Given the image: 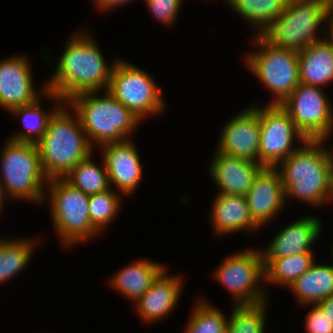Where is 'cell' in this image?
<instances>
[{
	"label": "cell",
	"mask_w": 333,
	"mask_h": 333,
	"mask_svg": "<svg viewBox=\"0 0 333 333\" xmlns=\"http://www.w3.org/2000/svg\"><path fill=\"white\" fill-rule=\"evenodd\" d=\"M85 30L72 35L46 82L48 91L66 103L77 94L108 90L114 63L108 65L98 41ZM94 38V39H93ZM97 42V43H96Z\"/></svg>",
	"instance_id": "1"
},
{
	"label": "cell",
	"mask_w": 333,
	"mask_h": 333,
	"mask_svg": "<svg viewBox=\"0 0 333 333\" xmlns=\"http://www.w3.org/2000/svg\"><path fill=\"white\" fill-rule=\"evenodd\" d=\"M325 140H307L289 157L280 162L278 170L287 199H299L309 205L329 202V181L332 167ZM324 145V146H323Z\"/></svg>",
	"instance_id": "2"
},
{
	"label": "cell",
	"mask_w": 333,
	"mask_h": 333,
	"mask_svg": "<svg viewBox=\"0 0 333 333\" xmlns=\"http://www.w3.org/2000/svg\"><path fill=\"white\" fill-rule=\"evenodd\" d=\"M67 109L64 103L54 112L46 132L36 143L43 173L48 179L64 178L80 161L93 154L78 115Z\"/></svg>",
	"instance_id": "3"
},
{
	"label": "cell",
	"mask_w": 333,
	"mask_h": 333,
	"mask_svg": "<svg viewBox=\"0 0 333 333\" xmlns=\"http://www.w3.org/2000/svg\"><path fill=\"white\" fill-rule=\"evenodd\" d=\"M105 94L101 97L99 91L85 92L66 102L78 115L81 127L92 147L98 145L99 148L105 144L131 139L133 130L135 131L141 123L132 111L107 90Z\"/></svg>",
	"instance_id": "4"
},
{
	"label": "cell",
	"mask_w": 333,
	"mask_h": 333,
	"mask_svg": "<svg viewBox=\"0 0 333 333\" xmlns=\"http://www.w3.org/2000/svg\"><path fill=\"white\" fill-rule=\"evenodd\" d=\"M3 145L0 182L5 196L40 205L46 202L44 185L48 178L43 173L36 144L7 139Z\"/></svg>",
	"instance_id": "5"
},
{
	"label": "cell",
	"mask_w": 333,
	"mask_h": 333,
	"mask_svg": "<svg viewBox=\"0 0 333 333\" xmlns=\"http://www.w3.org/2000/svg\"><path fill=\"white\" fill-rule=\"evenodd\" d=\"M46 186L52 224L65 248L100 234L90 221V195L73 187L64 178L48 179Z\"/></svg>",
	"instance_id": "6"
},
{
	"label": "cell",
	"mask_w": 333,
	"mask_h": 333,
	"mask_svg": "<svg viewBox=\"0 0 333 333\" xmlns=\"http://www.w3.org/2000/svg\"><path fill=\"white\" fill-rule=\"evenodd\" d=\"M329 9L328 0H287L284 11L262 35L273 46L295 51L323 40L317 32Z\"/></svg>",
	"instance_id": "7"
},
{
	"label": "cell",
	"mask_w": 333,
	"mask_h": 333,
	"mask_svg": "<svg viewBox=\"0 0 333 333\" xmlns=\"http://www.w3.org/2000/svg\"><path fill=\"white\" fill-rule=\"evenodd\" d=\"M253 39L258 50L247 55L246 65L274 94L267 104L281 105L300 84L298 51L275 47L262 35L254 34Z\"/></svg>",
	"instance_id": "8"
},
{
	"label": "cell",
	"mask_w": 333,
	"mask_h": 333,
	"mask_svg": "<svg viewBox=\"0 0 333 333\" xmlns=\"http://www.w3.org/2000/svg\"><path fill=\"white\" fill-rule=\"evenodd\" d=\"M141 121L164 113L165 101L152 75L120 57L114 63L107 90Z\"/></svg>",
	"instance_id": "9"
},
{
	"label": "cell",
	"mask_w": 333,
	"mask_h": 333,
	"mask_svg": "<svg viewBox=\"0 0 333 333\" xmlns=\"http://www.w3.org/2000/svg\"><path fill=\"white\" fill-rule=\"evenodd\" d=\"M213 274L215 281L232 294L235 305H252L268 300L267 293L260 288V282L264 280L261 250L247 248L232 254L224 259Z\"/></svg>",
	"instance_id": "10"
},
{
	"label": "cell",
	"mask_w": 333,
	"mask_h": 333,
	"mask_svg": "<svg viewBox=\"0 0 333 333\" xmlns=\"http://www.w3.org/2000/svg\"><path fill=\"white\" fill-rule=\"evenodd\" d=\"M253 107L260 117L259 163L264 167H276L301 147L293 145L296 138L301 145L308 139L295 126L282 105L259 104Z\"/></svg>",
	"instance_id": "11"
},
{
	"label": "cell",
	"mask_w": 333,
	"mask_h": 333,
	"mask_svg": "<svg viewBox=\"0 0 333 333\" xmlns=\"http://www.w3.org/2000/svg\"><path fill=\"white\" fill-rule=\"evenodd\" d=\"M322 88L299 84L281 104L308 140H325L333 133V108Z\"/></svg>",
	"instance_id": "12"
},
{
	"label": "cell",
	"mask_w": 333,
	"mask_h": 333,
	"mask_svg": "<svg viewBox=\"0 0 333 333\" xmlns=\"http://www.w3.org/2000/svg\"><path fill=\"white\" fill-rule=\"evenodd\" d=\"M28 58L21 55L0 60V106L6 111L29 105L39 98H50L56 104L64 102L55 93L48 91L46 84L36 91L32 80L31 67Z\"/></svg>",
	"instance_id": "13"
},
{
	"label": "cell",
	"mask_w": 333,
	"mask_h": 333,
	"mask_svg": "<svg viewBox=\"0 0 333 333\" xmlns=\"http://www.w3.org/2000/svg\"><path fill=\"white\" fill-rule=\"evenodd\" d=\"M219 136L215 150L259 163L260 117L252 105L229 119Z\"/></svg>",
	"instance_id": "14"
},
{
	"label": "cell",
	"mask_w": 333,
	"mask_h": 333,
	"mask_svg": "<svg viewBox=\"0 0 333 333\" xmlns=\"http://www.w3.org/2000/svg\"><path fill=\"white\" fill-rule=\"evenodd\" d=\"M100 148L110 185H116L118 192L125 196L133 194L143 180L144 169L134 141L128 139L120 143L105 144Z\"/></svg>",
	"instance_id": "15"
},
{
	"label": "cell",
	"mask_w": 333,
	"mask_h": 333,
	"mask_svg": "<svg viewBox=\"0 0 333 333\" xmlns=\"http://www.w3.org/2000/svg\"><path fill=\"white\" fill-rule=\"evenodd\" d=\"M245 197L250 215L260 228L277 217L285 209L286 203L281 176L276 167H264Z\"/></svg>",
	"instance_id": "16"
},
{
	"label": "cell",
	"mask_w": 333,
	"mask_h": 333,
	"mask_svg": "<svg viewBox=\"0 0 333 333\" xmlns=\"http://www.w3.org/2000/svg\"><path fill=\"white\" fill-rule=\"evenodd\" d=\"M321 224L322 222L316 216H304L284 226L275 234L266 249H260L263 260L314 252L311 247L323 229Z\"/></svg>",
	"instance_id": "17"
},
{
	"label": "cell",
	"mask_w": 333,
	"mask_h": 333,
	"mask_svg": "<svg viewBox=\"0 0 333 333\" xmlns=\"http://www.w3.org/2000/svg\"><path fill=\"white\" fill-rule=\"evenodd\" d=\"M214 153L209 173L212 181L219 187L218 193L246 196L264 166L217 150Z\"/></svg>",
	"instance_id": "18"
},
{
	"label": "cell",
	"mask_w": 333,
	"mask_h": 333,
	"mask_svg": "<svg viewBox=\"0 0 333 333\" xmlns=\"http://www.w3.org/2000/svg\"><path fill=\"white\" fill-rule=\"evenodd\" d=\"M165 268L151 287L134 303L137 314L145 323H154L168 316L177 306L182 294V277L166 273Z\"/></svg>",
	"instance_id": "19"
},
{
	"label": "cell",
	"mask_w": 333,
	"mask_h": 333,
	"mask_svg": "<svg viewBox=\"0 0 333 333\" xmlns=\"http://www.w3.org/2000/svg\"><path fill=\"white\" fill-rule=\"evenodd\" d=\"M210 221L216 235L239 231H255L260 227L253 221L245 196L217 193L212 203Z\"/></svg>",
	"instance_id": "20"
},
{
	"label": "cell",
	"mask_w": 333,
	"mask_h": 333,
	"mask_svg": "<svg viewBox=\"0 0 333 333\" xmlns=\"http://www.w3.org/2000/svg\"><path fill=\"white\" fill-rule=\"evenodd\" d=\"M301 84L323 88L333 82V47L324 39L298 51Z\"/></svg>",
	"instance_id": "21"
},
{
	"label": "cell",
	"mask_w": 333,
	"mask_h": 333,
	"mask_svg": "<svg viewBox=\"0 0 333 333\" xmlns=\"http://www.w3.org/2000/svg\"><path fill=\"white\" fill-rule=\"evenodd\" d=\"M165 268L167 267L163 263L153 262L147 258L137 259L113 274L109 284L135 303Z\"/></svg>",
	"instance_id": "22"
},
{
	"label": "cell",
	"mask_w": 333,
	"mask_h": 333,
	"mask_svg": "<svg viewBox=\"0 0 333 333\" xmlns=\"http://www.w3.org/2000/svg\"><path fill=\"white\" fill-rule=\"evenodd\" d=\"M289 290L300 306L316 305L333 294V265L315 261L292 283Z\"/></svg>",
	"instance_id": "23"
},
{
	"label": "cell",
	"mask_w": 333,
	"mask_h": 333,
	"mask_svg": "<svg viewBox=\"0 0 333 333\" xmlns=\"http://www.w3.org/2000/svg\"><path fill=\"white\" fill-rule=\"evenodd\" d=\"M236 14L249 22L256 35H263L282 14L287 0H224Z\"/></svg>",
	"instance_id": "24"
},
{
	"label": "cell",
	"mask_w": 333,
	"mask_h": 333,
	"mask_svg": "<svg viewBox=\"0 0 333 333\" xmlns=\"http://www.w3.org/2000/svg\"><path fill=\"white\" fill-rule=\"evenodd\" d=\"M9 239H0V284L19 274L31 261L35 246H38V241L32 238Z\"/></svg>",
	"instance_id": "25"
},
{
	"label": "cell",
	"mask_w": 333,
	"mask_h": 333,
	"mask_svg": "<svg viewBox=\"0 0 333 333\" xmlns=\"http://www.w3.org/2000/svg\"><path fill=\"white\" fill-rule=\"evenodd\" d=\"M314 252H304L285 258L263 260L264 280L290 287L316 261Z\"/></svg>",
	"instance_id": "26"
},
{
	"label": "cell",
	"mask_w": 333,
	"mask_h": 333,
	"mask_svg": "<svg viewBox=\"0 0 333 333\" xmlns=\"http://www.w3.org/2000/svg\"><path fill=\"white\" fill-rule=\"evenodd\" d=\"M39 98L32 104L13 108L9 112L16 117L20 116L23 124V131L14 133L8 139L18 142L37 143L47 130V124L50 117L62 104H54L55 108L47 112L40 106Z\"/></svg>",
	"instance_id": "27"
},
{
	"label": "cell",
	"mask_w": 333,
	"mask_h": 333,
	"mask_svg": "<svg viewBox=\"0 0 333 333\" xmlns=\"http://www.w3.org/2000/svg\"><path fill=\"white\" fill-rule=\"evenodd\" d=\"M93 154L88 156L85 160L80 161L65 177L64 179L73 187L81 190L87 195H92L110 189L108 172L106 170L104 161L102 165L93 161Z\"/></svg>",
	"instance_id": "28"
},
{
	"label": "cell",
	"mask_w": 333,
	"mask_h": 333,
	"mask_svg": "<svg viewBox=\"0 0 333 333\" xmlns=\"http://www.w3.org/2000/svg\"><path fill=\"white\" fill-rule=\"evenodd\" d=\"M268 300L252 305H234L226 333H265Z\"/></svg>",
	"instance_id": "29"
},
{
	"label": "cell",
	"mask_w": 333,
	"mask_h": 333,
	"mask_svg": "<svg viewBox=\"0 0 333 333\" xmlns=\"http://www.w3.org/2000/svg\"><path fill=\"white\" fill-rule=\"evenodd\" d=\"M206 300H198L187 323L185 333H226L228 318Z\"/></svg>",
	"instance_id": "30"
},
{
	"label": "cell",
	"mask_w": 333,
	"mask_h": 333,
	"mask_svg": "<svg viewBox=\"0 0 333 333\" xmlns=\"http://www.w3.org/2000/svg\"><path fill=\"white\" fill-rule=\"evenodd\" d=\"M112 188L107 191L92 194L89 197V216L92 226L100 233L119 214L122 194H117Z\"/></svg>",
	"instance_id": "31"
},
{
	"label": "cell",
	"mask_w": 333,
	"mask_h": 333,
	"mask_svg": "<svg viewBox=\"0 0 333 333\" xmlns=\"http://www.w3.org/2000/svg\"><path fill=\"white\" fill-rule=\"evenodd\" d=\"M152 16L159 22L171 26L175 23L183 0H144Z\"/></svg>",
	"instance_id": "32"
},
{
	"label": "cell",
	"mask_w": 333,
	"mask_h": 333,
	"mask_svg": "<svg viewBox=\"0 0 333 333\" xmlns=\"http://www.w3.org/2000/svg\"><path fill=\"white\" fill-rule=\"evenodd\" d=\"M313 306L305 317L306 333H333V320L325 314L317 305Z\"/></svg>",
	"instance_id": "33"
},
{
	"label": "cell",
	"mask_w": 333,
	"mask_h": 333,
	"mask_svg": "<svg viewBox=\"0 0 333 333\" xmlns=\"http://www.w3.org/2000/svg\"><path fill=\"white\" fill-rule=\"evenodd\" d=\"M324 21H326L324 22L325 27L322 25V28L324 29L321 28L323 31L321 34L325 33L323 39L333 47V11L330 8L325 15Z\"/></svg>",
	"instance_id": "34"
},
{
	"label": "cell",
	"mask_w": 333,
	"mask_h": 333,
	"mask_svg": "<svg viewBox=\"0 0 333 333\" xmlns=\"http://www.w3.org/2000/svg\"><path fill=\"white\" fill-rule=\"evenodd\" d=\"M130 1L132 0H93V2L95 3L94 6H96L98 10L104 12L111 10V8L113 10L114 8L127 4Z\"/></svg>",
	"instance_id": "35"
},
{
	"label": "cell",
	"mask_w": 333,
	"mask_h": 333,
	"mask_svg": "<svg viewBox=\"0 0 333 333\" xmlns=\"http://www.w3.org/2000/svg\"><path fill=\"white\" fill-rule=\"evenodd\" d=\"M327 316L333 320V294L316 304Z\"/></svg>",
	"instance_id": "36"
},
{
	"label": "cell",
	"mask_w": 333,
	"mask_h": 333,
	"mask_svg": "<svg viewBox=\"0 0 333 333\" xmlns=\"http://www.w3.org/2000/svg\"><path fill=\"white\" fill-rule=\"evenodd\" d=\"M330 201L331 202L333 201V162L330 170V181H329V203Z\"/></svg>",
	"instance_id": "37"
},
{
	"label": "cell",
	"mask_w": 333,
	"mask_h": 333,
	"mask_svg": "<svg viewBox=\"0 0 333 333\" xmlns=\"http://www.w3.org/2000/svg\"><path fill=\"white\" fill-rule=\"evenodd\" d=\"M5 193L3 191V187H2V184L0 182V211H2V208L5 207L4 206V201H5ZM4 198V199H3Z\"/></svg>",
	"instance_id": "38"
},
{
	"label": "cell",
	"mask_w": 333,
	"mask_h": 333,
	"mask_svg": "<svg viewBox=\"0 0 333 333\" xmlns=\"http://www.w3.org/2000/svg\"><path fill=\"white\" fill-rule=\"evenodd\" d=\"M329 8L333 11V0H329Z\"/></svg>",
	"instance_id": "39"
},
{
	"label": "cell",
	"mask_w": 333,
	"mask_h": 333,
	"mask_svg": "<svg viewBox=\"0 0 333 333\" xmlns=\"http://www.w3.org/2000/svg\"><path fill=\"white\" fill-rule=\"evenodd\" d=\"M329 152H330V155H331V160L333 162V145H332V149L329 148Z\"/></svg>",
	"instance_id": "40"
}]
</instances>
